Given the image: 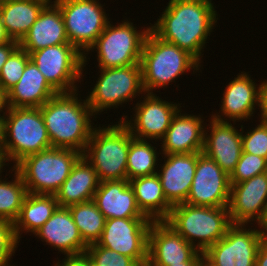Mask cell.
<instances>
[{"label": "cell", "mask_w": 267, "mask_h": 266, "mask_svg": "<svg viewBox=\"0 0 267 266\" xmlns=\"http://www.w3.org/2000/svg\"><path fill=\"white\" fill-rule=\"evenodd\" d=\"M212 0H169L150 30L161 40L187 51L200 64L208 36L218 20Z\"/></svg>", "instance_id": "6da1fadb"}, {"label": "cell", "mask_w": 267, "mask_h": 266, "mask_svg": "<svg viewBox=\"0 0 267 266\" xmlns=\"http://www.w3.org/2000/svg\"><path fill=\"white\" fill-rule=\"evenodd\" d=\"M77 92L58 93L39 108L51 147L74 149L83 154L95 128L90 119L94 114L86 98L80 100Z\"/></svg>", "instance_id": "7a4b0ae2"}, {"label": "cell", "mask_w": 267, "mask_h": 266, "mask_svg": "<svg viewBox=\"0 0 267 266\" xmlns=\"http://www.w3.org/2000/svg\"><path fill=\"white\" fill-rule=\"evenodd\" d=\"M142 83L146 93L167 87L188 70H199L201 64L187 51L165 42L151 30L148 32L141 55Z\"/></svg>", "instance_id": "3957f363"}, {"label": "cell", "mask_w": 267, "mask_h": 266, "mask_svg": "<svg viewBox=\"0 0 267 266\" xmlns=\"http://www.w3.org/2000/svg\"><path fill=\"white\" fill-rule=\"evenodd\" d=\"M165 222L201 252L222 239L231 225L228 207L187 203L174 205Z\"/></svg>", "instance_id": "277c9868"}, {"label": "cell", "mask_w": 267, "mask_h": 266, "mask_svg": "<svg viewBox=\"0 0 267 266\" xmlns=\"http://www.w3.org/2000/svg\"><path fill=\"white\" fill-rule=\"evenodd\" d=\"M118 124L93 129L82 154L94 167L100 182L127 179V156L130 148V130Z\"/></svg>", "instance_id": "5b68a950"}, {"label": "cell", "mask_w": 267, "mask_h": 266, "mask_svg": "<svg viewBox=\"0 0 267 266\" xmlns=\"http://www.w3.org/2000/svg\"><path fill=\"white\" fill-rule=\"evenodd\" d=\"M81 156L74 149L50 147L25 157L14 168L28 193L55 195Z\"/></svg>", "instance_id": "8992f818"}, {"label": "cell", "mask_w": 267, "mask_h": 266, "mask_svg": "<svg viewBox=\"0 0 267 266\" xmlns=\"http://www.w3.org/2000/svg\"><path fill=\"white\" fill-rule=\"evenodd\" d=\"M6 114V115H5ZM4 155L15 167L25 157L51 147L40 108L7 107Z\"/></svg>", "instance_id": "52a82bcc"}, {"label": "cell", "mask_w": 267, "mask_h": 266, "mask_svg": "<svg viewBox=\"0 0 267 266\" xmlns=\"http://www.w3.org/2000/svg\"><path fill=\"white\" fill-rule=\"evenodd\" d=\"M107 24L106 28L89 48L97 51L98 67L116 68L140 64L143 45L150 26L137 30L131 21H122L117 25Z\"/></svg>", "instance_id": "ba28073f"}, {"label": "cell", "mask_w": 267, "mask_h": 266, "mask_svg": "<svg viewBox=\"0 0 267 266\" xmlns=\"http://www.w3.org/2000/svg\"><path fill=\"white\" fill-rule=\"evenodd\" d=\"M100 75L90 94L86 97L94 115L117 108L122 103L133 101L139 94L146 93L142 83L140 64L116 68H99Z\"/></svg>", "instance_id": "9c48e42d"}, {"label": "cell", "mask_w": 267, "mask_h": 266, "mask_svg": "<svg viewBox=\"0 0 267 266\" xmlns=\"http://www.w3.org/2000/svg\"><path fill=\"white\" fill-rule=\"evenodd\" d=\"M38 70L58 93L78 91L77 82H81L83 69L87 64L84 56L70 43L39 49L29 54Z\"/></svg>", "instance_id": "30bf717a"}, {"label": "cell", "mask_w": 267, "mask_h": 266, "mask_svg": "<svg viewBox=\"0 0 267 266\" xmlns=\"http://www.w3.org/2000/svg\"><path fill=\"white\" fill-rule=\"evenodd\" d=\"M61 11L68 41L84 56L106 28L109 19L99 0H54Z\"/></svg>", "instance_id": "8fae6325"}, {"label": "cell", "mask_w": 267, "mask_h": 266, "mask_svg": "<svg viewBox=\"0 0 267 266\" xmlns=\"http://www.w3.org/2000/svg\"><path fill=\"white\" fill-rule=\"evenodd\" d=\"M148 218H110L97 244L133 258L140 266L148 262Z\"/></svg>", "instance_id": "7c38bea8"}, {"label": "cell", "mask_w": 267, "mask_h": 266, "mask_svg": "<svg viewBox=\"0 0 267 266\" xmlns=\"http://www.w3.org/2000/svg\"><path fill=\"white\" fill-rule=\"evenodd\" d=\"M231 224L225 236L203 255L215 266H255L259 246L267 238L260 230Z\"/></svg>", "instance_id": "4fadbf2b"}, {"label": "cell", "mask_w": 267, "mask_h": 266, "mask_svg": "<svg viewBox=\"0 0 267 266\" xmlns=\"http://www.w3.org/2000/svg\"><path fill=\"white\" fill-rule=\"evenodd\" d=\"M145 97V98H144ZM133 107L134 117L123 116L121 122L130 130L131 135L140 140H160L165 136L174 115L181 109V104H173L161 99L154 93L145 96ZM134 122V123H133Z\"/></svg>", "instance_id": "5bb4252c"}, {"label": "cell", "mask_w": 267, "mask_h": 266, "mask_svg": "<svg viewBox=\"0 0 267 266\" xmlns=\"http://www.w3.org/2000/svg\"><path fill=\"white\" fill-rule=\"evenodd\" d=\"M230 176L203 152H197L193 182L185 203L194 206L228 207Z\"/></svg>", "instance_id": "9a60e30c"}, {"label": "cell", "mask_w": 267, "mask_h": 266, "mask_svg": "<svg viewBox=\"0 0 267 266\" xmlns=\"http://www.w3.org/2000/svg\"><path fill=\"white\" fill-rule=\"evenodd\" d=\"M198 249L165 221H153L148 232L147 266H169L188 262Z\"/></svg>", "instance_id": "2e32d148"}, {"label": "cell", "mask_w": 267, "mask_h": 266, "mask_svg": "<svg viewBox=\"0 0 267 266\" xmlns=\"http://www.w3.org/2000/svg\"><path fill=\"white\" fill-rule=\"evenodd\" d=\"M210 127L205 125L203 153L213 159L229 176L235 170L243 152L242 125L241 130L231 122H223L211 118ZM210 132H209V131ZM210 134H209V133Z\"/></svg>", "instance_id": "e0dca14e"}, {"label": "cell", "mask_w": 267, "mask_h": 266, "mask_svg": "<svg viewBox=\"0 0 267 266\" xmlns=\"http://www.w3.org/2000/svg\"><path fill=\"white\" fill-rule=\"evenodd\" d=\"M228 212L231 224L257 222L267 197V172L236 184H230Z\"/></svg>", "instance_id": "ac0fdd59"}, {"label": "cell", "mask_w": 267, "mask_h": 266, "mask_svg": "<svg viewBox=\"0 0 267 266\" xmlns=\"http://www.w3.org/2000/svg\"><path fill=\"white\" fill-rule=\"evenodd\" d=\"M255 84L247 72L239 73L225 87L221 110L219 113L212 114L211 117L218 121L228 122L230 120L234 123L237 120H249L255 112V106L260 107L261 85L258 84L259 87H257Z\"/></svg>", "instance_id": "d6986e66"}, {"label": "cell", "mask_w": 267, "mask_h": 266, "mask_svg": "<svg viewBox=\"0 0 267 266\" xmlns=\"http://www.w3.org/2000/svg\"><path fill=\"white\" fill-rule=\"evenodd\" d=\"M164 158L162 168L157 171L164 195L172 206L185 203L195 174L197 152L168 154Z\"/></svg>", "instance_id": "ffe728a7"}, {"label": "cell", "mask_w": 267, "mask_h": 266, "mask_svg": "<svg viewBox=\"0 0 267 266\" xmlns=\"http://www.w3.org/2000/svg\"><path fill=\"white\" fill-rule=\"evenodd\" d=\"M181 110L174 115L170 127L161 139L162 154H186L202 152L204 147V128L206 122L199 115L181 114ZM200 116V117H199Z\"/></svg>", "instance_id": "44dd1931"}, {"label": "cell", "mask_w": 267, "mask_h": 266, "mask_svg": "<svg viewBox=\"0 0 267 266\" xmlns=\"http://www.w3.org/2000/svg\"><path fill=\"white\" fill-rule=\"evenodd\" d=\"M34 235L64 255L80 254L86 252L88 247L83 241L68 207H58Z\"/></svg>", "instance_id": "7402d4cb"}, {"label": "cell", "mask_w": 267, "mask_h": 266, "mask_svg": "<svg viewBox=\"0 0 267 266\" xmlns=\"http://www.w3.org/2000/svg\"><path fill=\"white\" fill-rule=\"evenodd\" d=\"M64 43H69L64 20L59 6L50 0L19 42V46L30 54L42 48Z\"/></svg>", "instance_id": "603a6c76"}, {"label": "cell", "mask_w": 267, "mask_h": 266, "mask_svg": "<svg viewBox=\"0 0 267 266\" xmlns=\"http://www.w3.org/2000/svg\"><path fill=\"white\" fill-rule=\"evenodd\" d=\"M93 201L105 216L110 218H147L137 205L127 179L99 183Z\"/></svg>", "instance_id": "cb8c5ba5"}, {"label": "cell", "mask_w": 267, "mask_h": 266, "mask_svg": "<svg viewBox=\"0 0 267 266\" xmlns=\"http://www.w3.org/2000/svg\"><path fill=\"white\" fill-rule=\"evenodd\" d=\"M57 94L37 65L29 60L20 80L6 93V106L39 108Z\"/></svg>", "instance_id": "d4e9b609"}, {"label": "cell", "mask_w": 267, "mask_h": 266, "mask_svg": "<svg viewBox=\"0 0 267 266\" xmlns=\"http://www.w3.org/2000/svg\"><path fill=\"white\" fill-rule=\"evenodd\" d=\"M99 183L94 167L82 155L55 194L59 207H69L93 200Z\"/></svg>", "instance_id": "484cf974"}, {"label": "cell", "mask_w": 267, "mask_h": 266, "mask_svg": "<svg viewBox=\"0 0 267 266\" xmlns=\"http://www.w3.org/2000/svg\"><path fill=\"white\" fill-rule=\"evenodd\" d=\"M141 212L152 221H165L172 205L167 201L157 174L129 181Z\"/></svg>", "instance_id": "4316f807"}, {"label": "cell", "mask_w": 267, "mask_h": 266, "mask_svg": "<svg viewBox=\"0 0 267 266\" xmlns=\"http://www.w3.org/2000/svg\"><path fill=\"white\" fill-rule=\"evenodd\" d=\"M50 0H10L0 4L2 23L12 40L20 42Z\"/></svg>", "instance_id": "83f0119b"}, {"label": "cell", "mask_w": 267, "mask_h": 266, "mask_svg": "<svg viewBox=\"0 0 267 266\" xmlns=\"http://www.w3.org/2000/svg\"><path fill=\"white\" fill-rule=\"evenodd\" d=\"M59 207L55 195L27 193L20 214L14 224V232L20 242L22 233H35ZM22 232V233H21Z\"/></svg>", "instance_id": "f1b7e54d"}, {"label": "cell", "mask_w": 267, "mask_h": 266, "mask_svg": "<svg viewBox=\"0 0 267 266\" xmlns=\"http://www.w3.org/2000/svg\"><path fill=\"white\" fill-rule=\"evenodd\" d=\"M148 140L136 139L130 132V148L127 156V180L157 174L159 152Z\"/></svg>", "instance_id": "f546056e"}, {"label": "cell", "mask_w": 267, "mask_h": 266, "mask_svg": "<svg viewBox=\"0 0 267 266\" xmlns=\"http://www.w3.org/2000/svg\"><path fill=\"white\" fill-rule=\"evenodd\" d=\"M83 241L87 245L97 243L103 232L106 218L93 200L68 207Z\"/></svg>", "instance_id": "4dcf8cb0"}, {"label": "cell", "mask_w": 267, "mask_h": 266, "mask_svg": "<svg viewBox=\"0 0 267 266\" xmlns=\"http://www.w3.org/2000/svg\"><path fill=\"white\" fill-rule=\"evenodd\" d=\"M12 171V181L2 180L0 176V221L14 223L28 192L19 172L14 167Z\"/></svg>", "instance_id": "1f68e13d"}, {"label": "cell", "mask_w": 267, "mask_h": 266, "mask_svg": "<svg viewBox=\"0 0 267 266\" xmlns=\"http://www.w3.org/2000/svg\"><path fill=\"white\" fill-rule=\"evenodd\" d=\"M29 60V54L20 46L10 54L0 72V86L5 94L20 80Z\"/></svg>", "instance_id": "d6a6232c"}, {"label": "cell", "mask_w": 267, "mask_h": 266, "mask_svg": "<svg viewBox=\"0 0 267 266\" xmlns=\"http://www.w3.org/2000/svg\"><path fill=\"white\" fill-rule=\"evenodd\" d=\"M266 172L267 160L265 158L242 152L235 170L230 175V184L240 183Z\"/></svg>", "instance_id": "836d02e7"}, {"label": "cell", "mask_w": 267, "mask_h": 266, "mask_svg": "<svg viewBox=\"0 0 267 266\" xmlns=\"http://www.w3.org/2000/svg\"><path fill=\"white\" fill-rule=\"evenodd\" d=\"M86 252L93 266H140L133 258L99 246L97 243L88 245Z\"/></svg>", "instance_id": "e575fe53"}, {"label": "cell", "mask_w": 267, "mask_h": 266, "mask_svg": "<svg viewBox=\"0 0 267 266\" xmlns=\"http://www.w3.org/2000/svg\"><path fill=\"white\" fill-rule=\"evenodd\" d=\"M253 130H247L243 134L242 125V148L243 152L251 153L267 160V122L260 121ZM249 131V132H248Z\"/></svg>", "instance_id": "d590c367"}, {"label": "cell", "mask_w": 267, "mask_h": 266, "mask_svg": "<svg viewBox=\"0 0 267 266\" xmlns=\"http://www.w3.org/2000/svg\"><path fill=\"white\" fill-rule=\"evenodd\" d=\"M18 244L14 224L9 221H0V266H11L9 262Z\"/></svg>", "instance_id": "8d00e7d4"}, {"label": "cell", "mask_w": 267, "mask_h": 266, "mask_svg": "<svg viewBox=\"0 0 267 266\" xmlns=\"http://www.w3.org/2000/svg\"><path fill=\"white\" fill-rule=\"evenodd\" d=\"M54 263V266H93L90 256L87 252L80 254L66 255L63 261L60 263Z\"/></svg>", "instance_id": "74e56055"}, {"label": "cell", "mask_w": 267, "mask_h": 266, "mask_svg": "<svg viewBox=\"0 0 267 266\" xmlns=\"http://www.w3.org/2000/svg\"><path fill=\"white\" fill-rule=\"evenodd\" d=\"M19 46V42L12 40L11 42L0 45V72L6 63L10 54Z\"/></svg>", "instance_id": "f35d334b"}, {"label": "cell", "mask_w": 267, "mask_h": 266, "mask_svg": "<svg viewBox=\"0 0 267 266\" xmlns=\"http://www.w3.org/2000/svg\"><path fill=\"white\" fill-rule=\"evenodd\" d=\"M261 85V97H260V119L267 122V80H263Z\"/></svg>", "instance_id": "ab89813d"}, {"label": "cell", "mask_w": 267, "mask_h": 266, "mask_svg": "<svg viewBox=\"0 0 267 266\" xmlns=\"http://www.w3.org/2000/svg\"><path fill=\"white\" fill-rule=\"evenodd\" d=\"M255 266H267V238L258 248Z\"/></svg>", "instance_id": "60d3db41"}, {"label": "cell", "mask_w": 267, "mask_h": 266, "mask_svg": "<svg viewBox=\"0 0 267 266\" xmlns=\"http://www.w3.org/2000/svg\"><path fill=\"white\" fill-rule=\"evenodd\" d=\"M259 230L267 237V197L265 199L264 208L259 220L256 222Z\"/></svg>", "instance_id": "b9f144b4"}, {"label": "cell", "mask_w": 267, "mask_h": 266, "mask_svg": "<svg viewBox=\"0 0 267 266\" xmlns=\"http://www.w3.org/2000/svg\"><path fill=\"white\" fill-rule=\"evenodd\" d=\"M203 252L198 251L188 262L180 264H171L169 266H200L202 262Z\"/></svg>", "instance_id": "7bdbcfd3"}, {"label": "cell", "mask_w": 267, "mask_h": 266, "mask_svg": "<svg viewBox=\"0 0 267 266\" xmlns=\"http://www.w3.org/2000/svg\"><path fill=\"white\" fill-rule=\"evenodd\" d=\"M0 149L4 150V141H5V116L4 112H0Z\"/></svg>", "instance_id": "ee69618b"}, {"label": "cell", "mask_w": 267, "mask_h": 266, "mask_svg": "<svg viewBox=\"0 0 267 266\" xmlns=\"http://www.w3.org/2000/svg\"><path fill=\"white\" fill-rule=\"evenodd\" d=\"M12 39L11 37L8 35L5 26L2 23V17L0 15V45L4 44V43H8L11 42Z\"/></svg>", "instance_id": "f6af8a7d"}, {"label": "cell", "mask_w": 267, "mask_h": 266, "mask_svg": "<svg viewBox=\"0 0 267 266\" xmlns=\"http://www.w3.org/2000/svg\"><path fill=\"white\" fill-rule=\"evenodd\" d=\"M6 108V94L2 91L0 86V112H4Z\"/></svg>", "instance_id": "bcb514c9"}, {"label": "cell", "mask_w": 267, "mask_h": 266, "mask_svg": "<svg viewBox=\"0 0 267 266\" xmlns=\"http://www.w3.org/2000/svg\"><path fill=\"white\" fill-rule=\"evenodd\" d=\"M6 162L7 161H6L4 152L0 149V176H2L1 173L3 172L2 170H4L3 169L4 166H6V164H5Z\"/></svg>", "instance_id": "7dc6e473"}, {"label": "cell", "mask_w": 267, "mask_h": 266, "mask_svg": "<svg viewBox=\"0 0 267 266\" xmlns=\"http://www.w3.org/2000/svg\"><path fill=\"white\" fill-rule=\"evenodd\" d=\"M200 266H215L212 264L204 255L202 257V262Z\"/></svg>", "instance_id": "c3c4849f"}, {"label": "cell", "mask_w": 267, "mask_h": 266, "mask_svg": "<svg viewBox=\"0 0 267 266\" xmlns=\"http://www.w3.org/2000/svg\"><path fill=\"white\" fill-rule=\"evenodd\" d=\"M8 1H10V0H0V4L6 3Z\"/></svg>", "instance_id": "681fc988"}]
</instances>
